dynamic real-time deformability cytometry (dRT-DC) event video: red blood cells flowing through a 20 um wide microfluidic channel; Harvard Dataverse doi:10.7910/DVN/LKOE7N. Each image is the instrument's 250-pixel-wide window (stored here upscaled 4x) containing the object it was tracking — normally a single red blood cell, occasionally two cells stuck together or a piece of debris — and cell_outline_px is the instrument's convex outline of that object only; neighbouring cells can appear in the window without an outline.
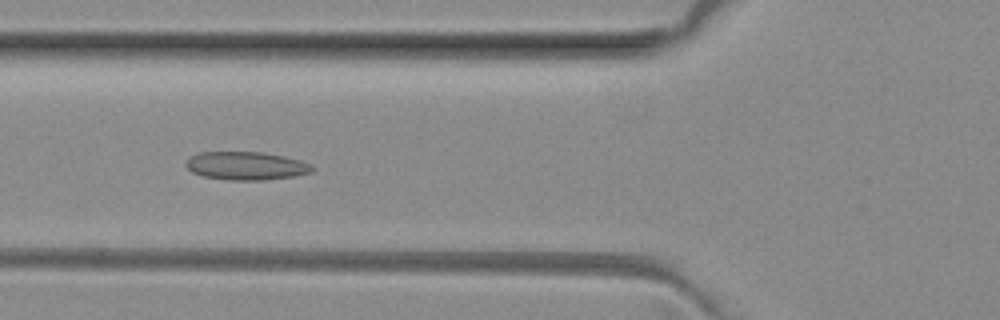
{"species": "common noctule bat (a hibernating species)", "species_latin": "Nyctalus noctula", "temperature_condition": "room temperature", "stored_images_in_passage": 50, "camera_frame_rate_fps": 3000, "um_per_image_px": 0.085, "animal": {"sex": "female", "body_mass_g": 29.2, "forearm_length_mm": 56.3}, "frame": {"image": 1, "passage_image": 18, "time_ms": 5.667, "image_size_px": [1000, 320], "cell_outline_px": [[316, 168], [312, 172], [292, 176], [264, 180], [228, 180], [200, 176], [192, 172], [184, 164], [188, 156], [196, 152], [264, 152], [284, 156], [300, 160], [312, 164]], "centroid_in_image_um": [20.89, 14.09], "position_along_channel_um": 104.9, "area_um2": 21.1}}
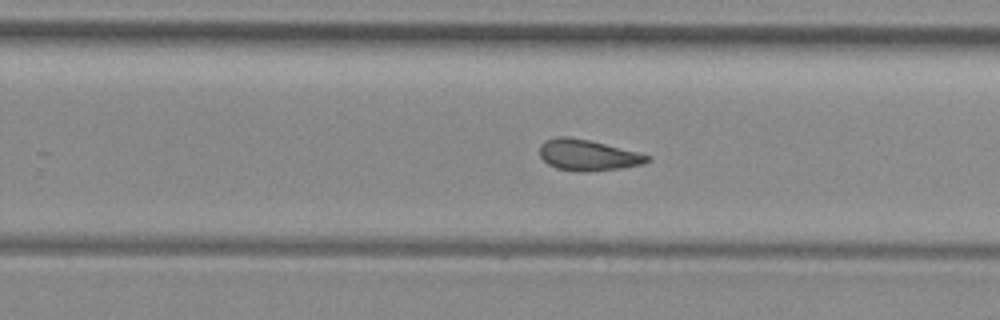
{"frame": {"image": 2, "passage_image": 31, "time_ms": 10.0, "image_size_px": [1000, 320], "cell_outline_px": [[652, 160], [640, 164], [620, 168], [584, 172], [576, 172], [556, 168], [548, 164], [540, 156], [540, 144], [544, 140], [556, 136], [568, 136], [588, 140], [640, 152], [652, 156]], "centroid_in_image_um": [49.95, 13.18], "position_along_channel_um": 279.8, "area_um2": 19.59}}
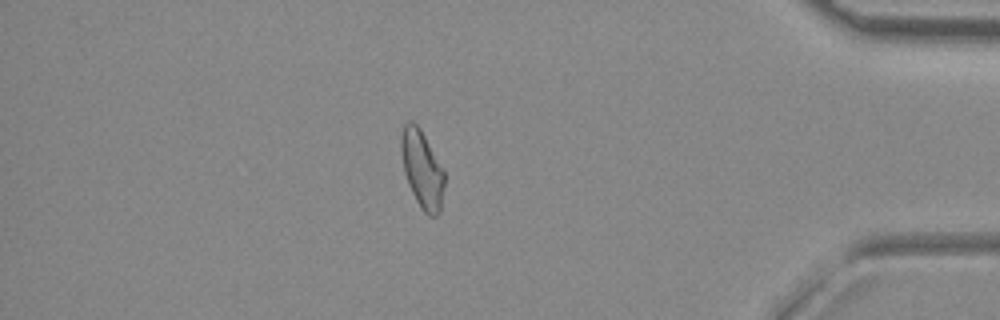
{"frame": {"image": 3, "passage_image": 43, "time_ms": 14.0, "image_size_px": [1000, 320], "cell_outline_px": [[444, 188], [440, 212], [436, 216], [428, 216], [424, 212], [416, 200], [408, 184], [404, 172], [400, 152], [400, 136], [404, 124], [408, 120], [412, 120], [420, 128], [444, 168]], "centroid_in_image_um": [35.87, 14.36], "position_along_channel_um": 399.3, "area_um2": 19.88}, "authors_computed_cell_mechanics": {"area_um2": 19.941, "velocity_mm_per_s": 4.0433, "shape_relaxation_time_tau1_ms": null, "shape_relaxation_time_tau2_ms": 2.1037, "deformation_change_tau1": null, "deformation_change_tau2": 0.0862}}